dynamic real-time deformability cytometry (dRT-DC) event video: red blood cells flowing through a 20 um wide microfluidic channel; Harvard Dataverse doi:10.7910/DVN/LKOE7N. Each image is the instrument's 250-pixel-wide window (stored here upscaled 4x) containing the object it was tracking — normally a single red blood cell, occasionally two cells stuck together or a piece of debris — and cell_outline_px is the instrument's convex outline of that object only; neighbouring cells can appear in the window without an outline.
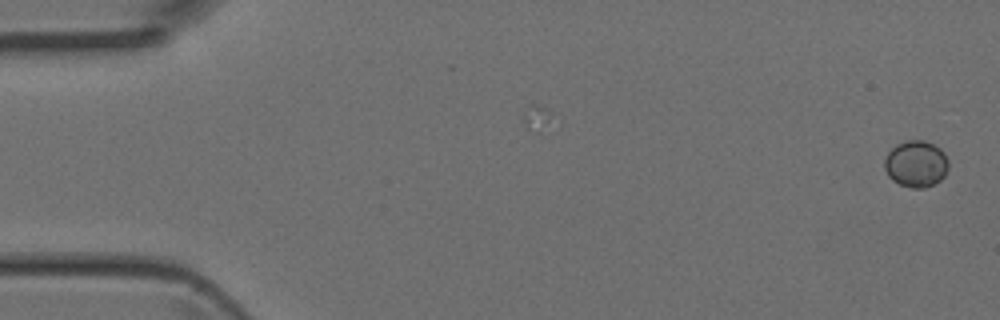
{"species": "Egyptian fruit bat (a non-hibernating species)", "species_latin": "Rousettus aegyptiacus", "temperature_condition": "room temperature", "stored_images_in_passage": 2, "camera_frame_rate_fps": 3000, "um_per_image_px": 0.085, "animal": {"sex": "female"}, "frame": {"image": 1, "passage_image": 2, "time_ms": 0.333, "image_size_px": [1000, 320], "cell_outline_px": [[948, 168], [944, 176], [940, 180], [924, 188], [912, 188], [900, 184], [892, 180], [888, 176], [884, 168], [884, 160], [888, 152], [896, 144], [908, 140], [924, 140], [940, 148], [944, 152], [948, 160]], "centroid_in_image_um": [77.85, 13.92], "position_along_channel_um": 7.1, "area_um2": 17.4}}